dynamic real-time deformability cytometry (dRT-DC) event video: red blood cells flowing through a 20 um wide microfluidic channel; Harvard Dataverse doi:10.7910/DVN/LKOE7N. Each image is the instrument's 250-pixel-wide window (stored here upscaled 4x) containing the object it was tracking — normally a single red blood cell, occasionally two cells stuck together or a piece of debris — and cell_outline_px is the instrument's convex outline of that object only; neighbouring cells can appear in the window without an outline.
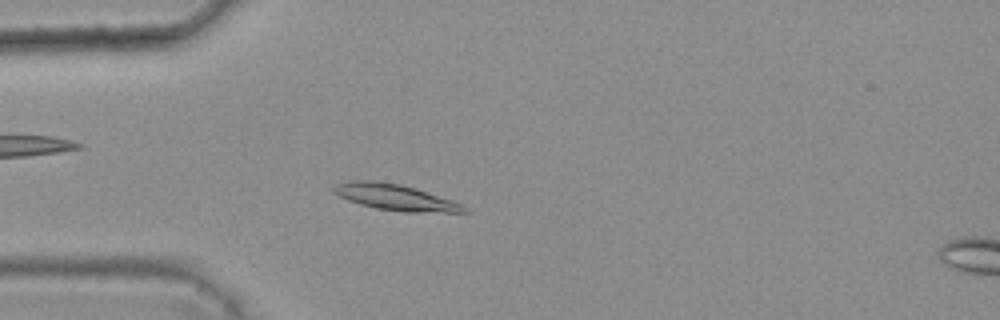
{"species": "common noctule bat (a hibernating species)", "species_latin": "Nyctalus noctula", "temperature_condition": "warm", "stored_images_in_passage": 4, "camera_frame_rate_fps": 3000, "um_per_image_px": 0.085, "animal": {"sex": "female", "body_mass_g": 25.1}, "frame": {"image": 1, "passage_image": 3, "time_ms": 0.667, "image_size_px": [1000, 320], "cell_outline_px": [[472, 212], [404, 212], [376, 208], [360, 204], [348, 200], [332, 192], [332, 188], [336, 184], [348, 180], [372, 180], [400, 184], [416, 188], [452, 200], [460, 204]], "centroid_in_image_um": [33.57, 16.76], "position_along_channel_um": 51.4, "area_um2": 19.77}}